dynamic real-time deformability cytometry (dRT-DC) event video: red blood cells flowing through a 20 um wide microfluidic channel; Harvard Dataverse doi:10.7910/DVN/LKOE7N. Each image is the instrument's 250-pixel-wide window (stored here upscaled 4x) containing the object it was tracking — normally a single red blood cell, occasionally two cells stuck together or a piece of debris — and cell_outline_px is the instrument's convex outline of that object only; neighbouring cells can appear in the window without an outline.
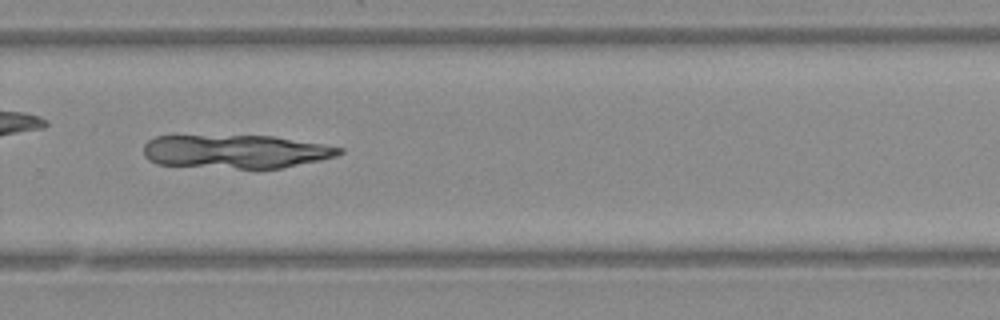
{"species": "Egyptian fruit bat (a non-hibernating species)", "species_latin": "Rousettus aegyptiacus", "temperature_condition": "warm", "stored_images_in_passage": 31, "camera_frame_rate_fps": 3000, "um_per_image_px": 0.085, "animal": {"sex": "female"}, "frame": {"image": 1, "passage_image": 22, "time_ms": 7.0, "image_size_px": [1000, 320], "cell_outline_px": [[344, 152], [336, 156], [320, 160], [280, 168], [236, 168], [156, 164], [148, 160], [144, 156], [144, 144], [148, 140], [156, 136], [272, 136], [344, 148]], "centroid_in_image_um": [20.01, 12.88], "position_along_channel_um": 309.8, "area_um2": 37.92}}